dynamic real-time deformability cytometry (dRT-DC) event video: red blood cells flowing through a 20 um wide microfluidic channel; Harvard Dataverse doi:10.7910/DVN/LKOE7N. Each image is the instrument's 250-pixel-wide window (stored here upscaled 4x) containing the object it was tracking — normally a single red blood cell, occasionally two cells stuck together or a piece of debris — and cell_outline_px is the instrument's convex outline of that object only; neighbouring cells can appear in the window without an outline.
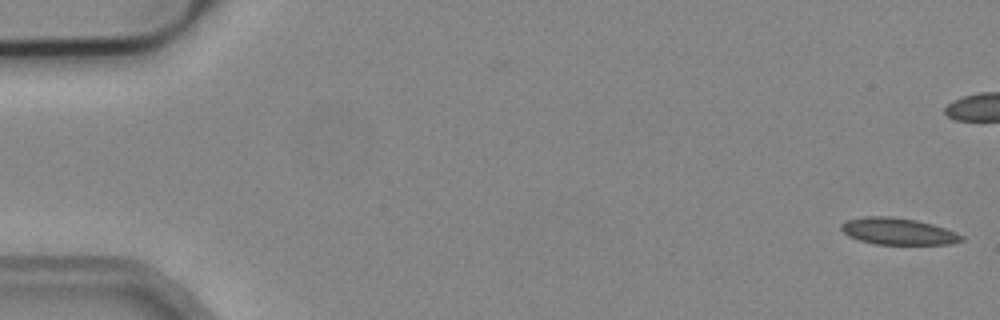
{"species": "common noctule bat (a hibernating species)", "species_latin": "Nyctalus noctula", "temperature_condition": "cold", "stored_images_in_passage": 10, "camera_frame_rate_fps": 3000, "um_per_image_px": 0.085, "animal": {"sex": "male", "body_mass_g": 19.2, "forearm_length_mm": 51.8}, "frame": {"image": 1, "passage_image": 1, "time_ms": 0.0, "image_size_px": [1000, 320], "cell_outline_px": [[964, 240], [948, 244], [876, 244], [860, 240], [848, 236], [840, 228], [840, 224], [848, 220], [864, 216], [888, 216], [916, 220], [932, 224], [956, 232], [964, 236]], "centroid_in_image_um": [76.32, 19.66], "position_along_channel_um": 8.7, "area_um2": 18.61}}